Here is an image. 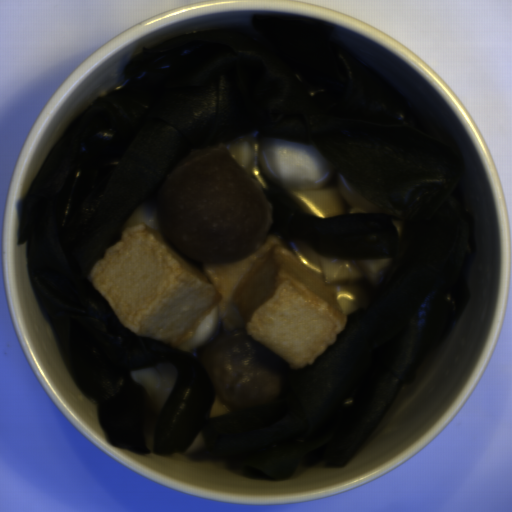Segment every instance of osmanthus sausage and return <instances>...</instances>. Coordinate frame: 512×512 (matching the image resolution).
Here are the masks:
<instances>
[{
	"label": "osmanthus sausage",
	"mask_w": 512,
	"mask_h": 512,
	"mask_svg": "<svg viewBox=\"0 0 512 512\" xmlns=\"http://www.w3.org/2000/svg\"><path fill=\"white\" fill-rule=\"evenodd\" d=\"M159 207L155 203H142L125 220L122 226V237L127 228L138 224H145L154 229L160 230L158 222Z\"/></svg>",
	"instance_id": "obj_5"
},
{
	"label": "osmanthus sausage",
	"mask_w": 512,
	"mask_h": 512,
	"mask_svg": "<svg viewBox=\"0 0 512 512\" xmlns=\"http://www.w3.org/2000/svg\"><path fill=\"white\" fill-rule=\"evenodd\" d=\"M313 274L330 285L345 315L368 309L379 298L393 268V257L336 258L324 256L303 241L285 242Z\"/></svg>",
	"instance_id": "obj_1"
},
{
	"label": "osmanthus sausage",
	"mask_w": 512,
	"mask_h": 512,
	"mask_svg": "<svg viewBox=\"0 0 512 512\" xmlns=\"http://www.w3.org/2000/svg\"><path fill=\"white\" fill-rule=\"evenodd\" d=\"M222 325L220 308L214 304L210 312L193 330L189 339L174 347L189 351L208 346L221 332Z\"/></svg>",
	"instance_id": "obj_4"
},
{
	"label": "osmanthus sausage",
	"mask_w": 512,
	"mask_h": 512,
	"mask_svg": "<svg viewBox=\"0 0 512 512\" xmlns=\"http://www.w3.org/2000/svg\"><path fill=\"white\" fill-rule=\"evenodd\" d=\"M285 192L294 207L311 217L323 219L346 213L383 212L376 202L360 194L340 172L333 173L320 188H285Z\"/></svg>",
	"instance_id": "obj_2"
},
{
	"label": "osmanthus sausage",
	"mask_w": 512,
	"mask_h": 512,
	"mask_svg": "<svg viewBox=\"0 0 512 512\" xmlns=\"http://www.w3.org/2000/svg\"><path fill=\"white\" fill-rule=\"evenodd\" d=\"M131 376L143 388L147 402L154 413L161 414L175 384L177 372L169 363L146 369L130 371Z\"/></svg>",
	"instance_id": "obj_3"
}]
</instances>
